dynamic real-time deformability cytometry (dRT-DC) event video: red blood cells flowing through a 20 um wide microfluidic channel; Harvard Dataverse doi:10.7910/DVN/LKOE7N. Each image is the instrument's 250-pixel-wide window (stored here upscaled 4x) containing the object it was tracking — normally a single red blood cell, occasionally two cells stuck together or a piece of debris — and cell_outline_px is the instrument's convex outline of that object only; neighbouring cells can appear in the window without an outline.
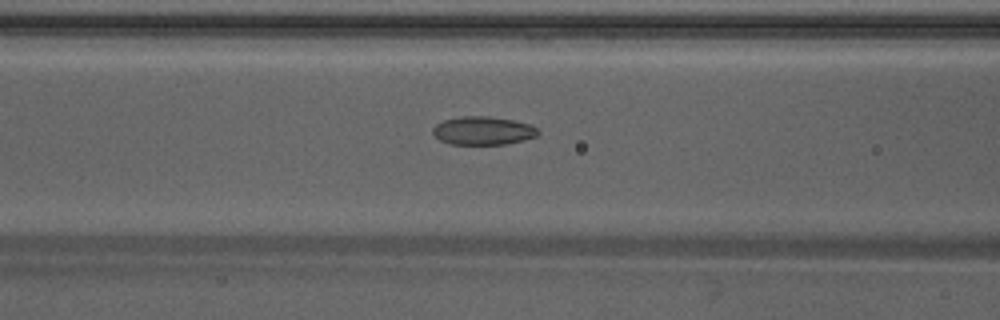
{"species": "Egyptian fruit bat (a non-hibernating species)", "species_latin": "Rousettus aegyptiacus", "temperature_condition": "warm", "stored_images_in_passage": 49, "camera_frame_rate_fps": 3000, "um_per_image_px": 0.085, "animal": {"sex": "male"}, "frame": {"image": 1, "passage_image": 21, "time_ms": 6.667, "image_size_px": [1000, 320], "cell_outline_px": [[540, 132], [536, 136], [524, 140], [508, 144], [448, 144], [440, 140], [432, 132], [432, 128], [436, 124], [444, 120], [464, 116], [488, 116], [512, 120], [528, 124], [536, 128]], "centroid_in_image_um": [41.04, 11.11], "position_along_channel_um": 125.6, "area_um2": 17.28}}
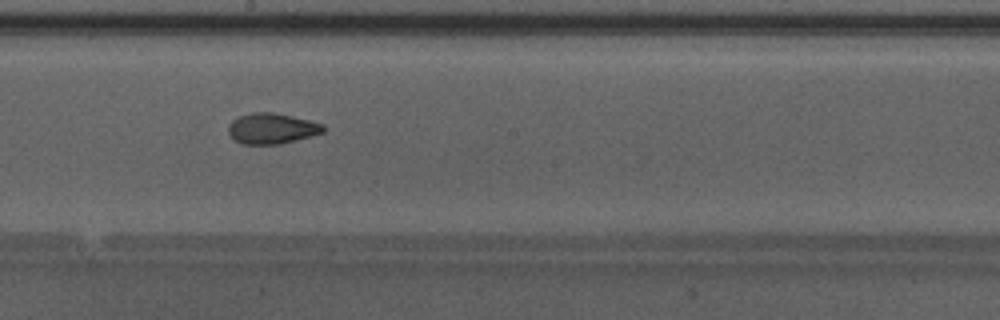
{"frame": {"image": 2, "passage_image": 28, "time_ms": 9.0, "image_size_px": [1000, 320], "cell_outline_px": [[324, 132], [312, 136], [280, 144], [244, 144], [236, 140], [228, 132], [228, 124], [232, 120], [240, 116], [252, 112], [272, 112], [292, 116], [324, 124]], "centroid_in_image_um": [23.11, 10.92], "position_along_channel_um": 225.1, "area_um2": 16.88}}
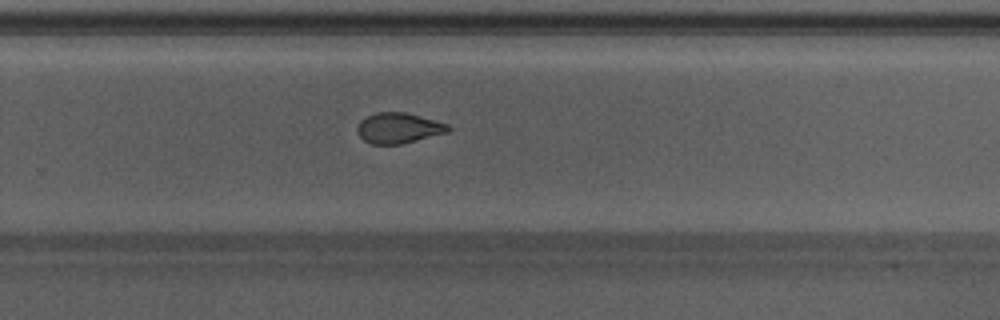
{"frame": {"image": 3, "passage_image": 33, "time_ms": 10.667, "image_size_px": [1000, 320], "cell_outline_px": [[452, 128], [448, 132], [400, 144], [372, 144], [364, 140], [356, 132], [356, 128], [360, 120], [376, 112], [404, 112], [420, 116], [448, 124]], "centroid_in_image_um": [33.86, 10.88], "position_along_channel_um": 295.9, "area_um2": 16.07}, "authors_computed_cell_mechanics": {"area_um2": 17.4556, "velocity_mm_per_s": 4.2651, "shape_relaxation_time_tau1_ms": 6.788, "shape_relaxation_time_tau2_ms": 1.6453, "deformation_change_tau1": 0.1675, "deformation_change_tau2": 0.0699}}